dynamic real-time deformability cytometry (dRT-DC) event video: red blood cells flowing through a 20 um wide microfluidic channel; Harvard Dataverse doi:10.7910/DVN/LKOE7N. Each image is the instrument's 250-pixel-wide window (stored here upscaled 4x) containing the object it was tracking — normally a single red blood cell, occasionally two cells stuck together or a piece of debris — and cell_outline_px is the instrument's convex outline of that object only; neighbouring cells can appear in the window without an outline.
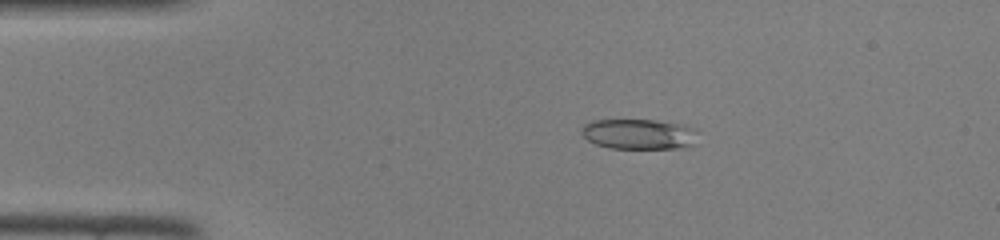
{"species": "common noctule bat (a hibernating species)", "species_latin": "Nyctalus noctula", "temperature_condition": "room temperature", "stored_images_in_passage": 46, "camera_frame_rate_fps": 3000, "um_per_image_px": 0.085, "animal": {"sex": "female", "body_mass_g": 22.0, "forearm_length_mm": 56.7}, "frame": {"image": 1, "passage_image": 9, "time_ms": 2.667, "image_size_px": [1000, 240], "cell_outline_px": [[700, 132], [692, 144], [684, 148], [608, 148], [596, 144], [588, 140], [580, 132], [580, 128], [584, 124], [592, 120], [656, 120], [684, 124], [696, 128]], "centroid_in_image_um": [54.33, 11.39], "position_along_channel_um": 30.7, "area_um2": 20.87}}
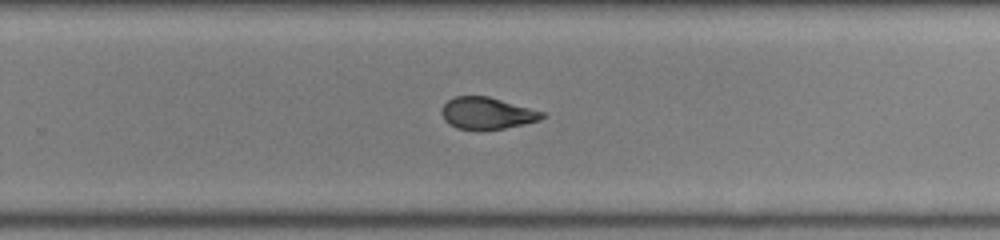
{"frame": {"image": 2, "passage_image": 30, "time_ms": 9.667, "image_size_px": [1000, 240], "cell_outline_px": [[544, 116], [540, 120], [524, 124], [504, 128], [480, 132], [476, 132], [456, 128], [448, 124], [444, 120], [440, 112], [444, 104], [448, 100], [456, 96], [488, 96], [544, 112]], "centroid_in_image_um": [41.34, 9.66], "position_along_channel_um": 288.5, "area_um2": 19.02}}
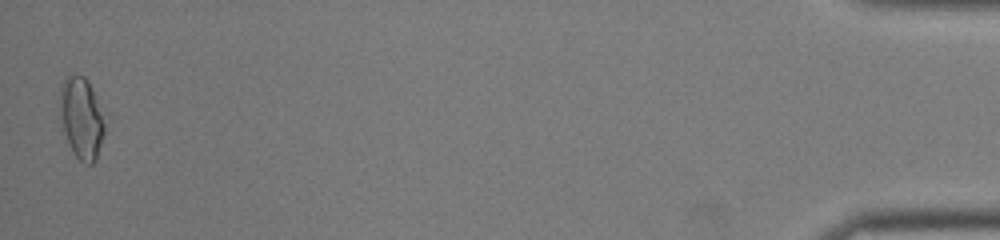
{"frame": {"image": 3, "passage_image": 46, "time_ms": 15.0, "image_size_px": [1000, 240], "cell_outline_px": [[112, 112], [96, 160], [92, 164], [84, 164], [72, 152], [64, 132], [60, 112], [60, 88], [64, 80], [68, 76], [76, 72], [84, 76], [88, 80]], "centroid_in_image_um": [7.08, 9.97], "position_along_channel_um": 428.1, "area_um2": 23.18}}